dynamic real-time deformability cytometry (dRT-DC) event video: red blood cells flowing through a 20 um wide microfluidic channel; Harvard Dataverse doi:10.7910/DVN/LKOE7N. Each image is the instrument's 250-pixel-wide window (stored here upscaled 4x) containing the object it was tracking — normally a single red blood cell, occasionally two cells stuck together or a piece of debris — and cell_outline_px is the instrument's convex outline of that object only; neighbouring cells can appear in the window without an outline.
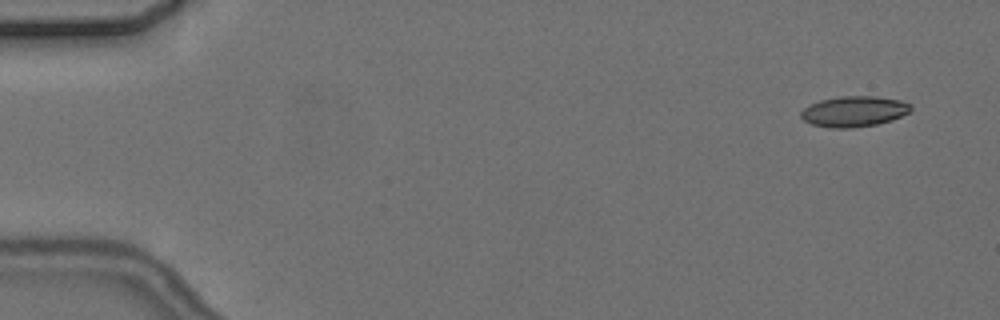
{"species": "common noctule bat (a hibernating species)", "species_latin": "Nyctalus noctula", "temperature_condition": "cold", "stored_images_in_passage": 5, "camera_frame_rate_fps": 3000, "um_per_image_px": 0.085, "animal": {"sex": "female", "body_mass_g": 24.6, "forearm_length_mm": 56.2}, "frame": {"image": 1, "passage_image": 1, "time_ms": 0.0, "image_size_px": [1000, 320], "cell_outline_px": [[912, 108], [908, 112], [892, 120], [876, 124], [848, 128], [832, 128], [812, 124], [804, 120], [800, 116], [800, 112], [804, 108], [820, 100], [840, 96], [876, 96], [900, 100], [912, 104]], "centroid_in_image_um": [72.59, 9.46], "position_along_channel_um": 12.4, "area_um2": 19.48}}